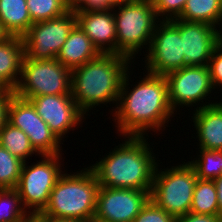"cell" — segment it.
Instances as JSON below:
<instances>
[{"mask_svg": "<svg viewBox=\"0 0 222 222\" xmlns=\"http://www.w3.org/2000/svg\"><path fill=\"white\" fill-rule=\"evenodd\" d=\"M129 70L121 86L118 101L113 112L120 136H148L147 132L163 131L174 116L169 102L168 84L164 75L147 72L133 89L128 87ZM129 90V91H128ZM173 114V115H172Z\"/></svg>", "mask_w": 222, "mask_h": 222, "instance_id": "6da1fadb", "label": "cell"}, {"mask_svg": "<svg viewBox=\"0 0 222 222\" xmlns=\"http://www.w3.org/2000/svg\"><path fill=\"white\" fill-rule=\"evenodd\" d=\"M126 138L89 168L94 172L99 186L151 192L159 164L156 155L145 136Z\"/></svg>", "mask_w": 222, "mask_h": 222, "instance_id": "7a4b0ae2", "label": "cell"}, {"mask_svg": "<svg viewBox=\"0 0 222 222\" xmlns=\"http://www.w3.org/2000/svg\"><path fill=\"white\" fill-rule=\"evenodd\" d=\"M131 59L120 54H100L71 70V96L86 114L100 104H117ZM112 102V103H111Z\"/></svg>", "mask_w": 222, "mask_h": 222, "instance_id": "3957f363", "label": "cell"}, {"mask_svg": "<svg viewBox=\"0 0 222 222\" xmlns=\"http://www.w3.org/2000/svg\"><path fill=\"white\" fill-rule=\"evenodd\" d=\"M83 169L59 177L41 212L43 215L93 222L99 184L89 167Z\"/></svg>", "mask_w": 222, "mask_h": 222, "instance_id": "277c9868", "label": "cell"}, {"mask_svg": "<svg viewBox=\"0 0 222 222\" xmlns=\"http://www.w3.org/2000/svg\"><path fill=\"white\" fill-rule=\"evenodd\" d=\"M112 9L116 27L117 54L133 60L143 46L148 45L146 48L150 46L153 32L159 22L152 2L151 0L124 2L114 5Z\"/></svg>", "mask_w": 222, "mask_h": 222, "instance_id": "5b68a950", "label": "cell"}, {"mask_svg": "<svg viewBox=\"0 0 222 222\" xmlns=\"http://www.w3.org/2000/svg\"><path fill=\"white\" fill-rule=\"evenodd\" d=\"M157 165L150 199L176 218L190 212L192 196L197 182L194 168L187 162L170 169ZM159 170V171H158Z\"/></svg>", "mask_w": 222, "mask_h": 222, "instance_id": "8992f818", "label": "cell"}, {"mask_svg": "<svg viewBox=\"0 0 222 222\" xmlns=\"http://www.w3.org/2000/svg\"><path fill=\"white\" fill-rule=\"evenodd\" d=\"M13 92L26 100L42 95L70 94L71 70L56 58L36 60L24 56L20 80Z\"/></svg>", "mask_w": 222, "mask_h": 222, "instance_id": "52a82bcc", "label": "cell"}, {"mask_svg": "<svg viewBox=\"0 0 222 222\" xmlns=\"http://www.w3.org/2000/svg\"><path fill=\"white\" fill-rule=\"evenodd\" d=\"M62 154L41 155L42 160L28 166L24 162L16 190L28 213H41L49 200L57 180L64 173L60 160ZM32 210V211H31Z\"/></svg>", "mask_w": 222, "mask_h": 222, "instance_id": "ba28073f", "label": "cell"}, {"mask_svg": "<svg viewBox=\"0 0 222 222\" xmlns=\"http://www.w3.org/2000/svg\"><path fill=\"white\" fill-rule=\"evenodd\" d=\"M76 24L77 18L73 11L33 23L22 36L25 57L36 60L56 58Z\"/></svg>", "mask_w": 222, "mask_h": 222, "instance_id": "9c48e42d", "label": "cell"}, {"mask_svg": "<svg viewBox=\"0 0 222 222\" xmlns=\"http://www.w3.org/2000/svg\"><path fill=\"white\" fill-rule=\"evenodd\" d=\"M165 78L168 84L169 102L174 112L175 109H180V105L181 107L197 105L196 109H200L214 104V102L204 104L203 101L209 99L207 96L214 90L208 65L183 67L167 73Z\"/></svg>", "mask_w": 222, "mask_h": 222, "instance_id": "30bf717a", "label": "cell"}, {"mask_svg": "<svg viewBox=\"0 0 222 222\" xmlns=\"http://www.w3.org/2000/svg\"><path fill=\"white\" fill-rule=\"evenodd\" d=\"M7 121L27 134L32 147L40 156L62 154V141L37 114L29 100L13 94L8 105Z\"/></svg>", "mask_w": 222, "mask_h": 222, "instance_id": "8fae6325", "label": "cell"}, {"mask_svg": "<svg viewBox=\"0 0 222 222\" xmlns=\"http://www.w3.org/2000/svg\"><path fill=\"white\" fill-rule=\"evenodd\" d=\"M145 69L156 75L183 68V46L180 30L170 20H160L146 49Z\"/></svg>", "mask_w": 222, "mask_h": 222, "instance_id": "7c38bea8", "label": "cell"}, {"mask_svg": "<svg viewBox=\"0 0 222 222\" xmlns=\"http://www.w3.org/2000/svg\"><path fill=\"white\" fill-rule=\"evenodd\" d=\"M149 199L147 190L99 186L93 222H132Z\"/></svg>", "mask_w": 222, "mask_h": 222, "instance_id": "4fadbf2b", "label": "cell"}, {"mask_svg": "<svg viewBox=\"0 0 222 222\" xmlns=\"http://www.w3.org/2000/svg\"><path fill=\"white\" fill-rule=\"evenodd\" d=\"M179 30L183 46V67L206 66L222 42V30L203 22L170 20Z\"/></svg>", "mask_w": 222, "mask_h": 222, "instance_id": "5bb4252c", "label": "cell"}, {"mask_svg": "<svg viewBox=\"0 0 222 222\" xmlns=\"http://www.w3.org/2000/svg\"><path fill=\"white\" fill-rule=\"evenodd\" d=\"M28 100L61 141L71 129L75 130L86 119L71 94L42 95Z\"/></svg>", "mask_w": 222, "mask_h": 222, "instance_id": "9a60e30c", "label": "cell"}, {"mask_svg": "<svg viewBox=\"0 0 222 222\" xmlns=\"http://www.w3.org/2000/svg\"><path fill=\"white\" fill-rule=\"evenodd\" d=\"M77 24L101 54H117L116 27L113 9L75 11Z\"/></svg>", "mask_w": 222, "mask_h": 222, "instance_id": "2e32d148", "label": "cell"}, {"mask_svg": "<svg viewBox=\"0 0 222 222\" xmlns=\"http://www.w3.org/2000/svg\"><path fill=\"white\" fill-rule=\"evenodd\" d=\"M192 113L199 148L222 150V102L215 101L214 104L195 109Z\"/></svg>", "mask_w": 222, "mask_h": 222, "instance_id": "e0dca14e", "label": "cell"}, {"mask_svg": "<svg viewBox=\"0 0 222 222\" xmlns=\"http://www.w3.org/2000/svg\"><path fill=\"white\" fill-rule=\"evenodd\" d=\"M100 54L90 38L76 24L70 31L56 59L64 67L73 70L97 58Z\"/></svg>", "mask_w": 222, "mask_h": 222, "instance_id": "ac0fdd59", "label": "cell"}, {"mask_svg": "<svg viewBox=\"0 0 222 222\" xmlns=\"http://www.w3.org/2000/svg\"><path fill=\"white\" fill-rule=\"evenodd\" d=\"M24 41L20 36H9L0 42V83L14 91L19 83L24 59Z\"/></svg>", "mask_w": 222, "mask_h": 222, "instance_id": "d6986e66", "label": "cell"}, {"mask_svg": "<svg viewBox=\"0 0 222 222\" xmlns=\"http://www.w3.org/2000/svg\"><path fill=\"white\" fill-rule=\"evenodd\" d=\"M0 23L10 36L22 37L33 24L26 0H0Z\"/></svg>", "mask_w": 222, "mask_h": 222, "instance_id": "ffe728a7", "label": "cell"}, {"mask_svg": "<svg viewBox=\"0 0 222 222\" xmlns=\"http://www.w3.org/2000/svg\"><path fill=\"white\" fill-rule=\"evenodd\" d=\"M0 145L23 162H26L33 154L40 157L32 147L27 134L8 121L0 130Z\"/></svg>", "mask_w": 222, "mask_h": 222, "instance_id": "44dd1931", "label": "cell"}, {"mask_svg": "<svg viewBox=\"0 0 222 222\" xmlns=\"http://www.w3.org/2000/svg\"><path fill=\"white\" fill-rule=\"evenodd\" d=\"M190 212L204 215H220L217 189L213 180L197 179Z\"/></svg>", "mask_w": 222, "mask_h": 222, "instance_id": "7402d4cb", "label": "cell"}, {"mask_svg": "<svg viewBox=\"0 0 222 222\" xmlns=\"http://www.w3.org/2000/svg\"><path fill=\"white\" fill-rule=\"evenodd\" d=\"M220 7V0H187L178 19L187 22H203L216 27Z\"/></svg>", "mask_w": 222, "mask_h": 222, "instance_id": "603a6c76", "label": "cell"}, {"mask_svg": "<svg viewBox=\"0 0 222 222\" xmlns=\"http://www.w3.org/2000/svg\"><path fill=\"white\" fill-rule=\"evenodd\" d=\"M198 149L199 158L188 163L194 168L198 179L215 180L222 174V150Z\"/></svg>", "mask_w": 222, "mask_h": 222, "instance_id": "cb8c5ba5", "label": "cell"}, {"mask_svg": "<svg viewBox=\"0 0 222 222\" xmlns=\"http://www.w3.org/2000/svg\"><path fill=\"white\" fill-rule=\"evenodd\" d=\"M24 162L0 145V189L18 185Z\"/></svg>", "mask_w": 222, "mask_h": 222, "instance_id": "d4e9b609", "label": "cell"}, {"mask_svg": "<svg viewBox=\"0 0 222 222\" xmlns=\"http://www.w3.org/2000/svg\"><path fill=\"white\" fill-rule=\"evenodd\" d=\"M33 23L60 17L68 12L65 0H26Z\"/></svg>", "mask_w": 222, "mask_h": 222, "instance_id": "484cf974", "label": "cell"}, {"mask_svg": "<svg viewBox=\"0 0 222 222\" xmlns=\"http://www.w3.org/2000/svg\"><path fill=\"white\" fill-rule=\"evenodd\" d=\"M27 213L15 188L0 189V222H19Z\"/></svg>", "mask_w": 222, "mask_h": 222, "instance_id": "4316f807", "label": "cell"}, {"mask_svg": "<svg viewBox=\"0 0 222 222\" xmlns=\"http://www.w3.org/2000/svg\"><path fill=\"white\" fill-rule=\"evenodd\" d=\"M186 1L187 0H151L158 20L178 19L181 16Z\"/></svg>", "mask_w": 222, "mask_h": 222, "instance_id": "83f0119b", "label": "cell"}, {"mask_svg": "<svg viewBox=\"0 0 222 222\" xmlns=\"http://www.w3.org/2000/svg\"><path fill=\"white\" fill-rule=\"evenodd\" d=\"M177 218L156 205L151 199L132 222H176Z\"/></svg>", "mask_w": 222, "mask_h": 222, "instance_id": "f1b7e54d", "label": "cell"}, {"mask_svg": "<svg viewBox=\"0 0 222 222\" xmlns=\"http://www.w3.org/2000/svg\"><path fill=\"white\" fill-rule=\"evenodd\" d=\"M208 68L214 89L222 87V42L214 49Z\"/></svg>", "mask_w": 222, "mask_h": 222, "instance_id": "f546056e", "label": "cell"}, {"mask_svg": "<svg viewBox=\"0 0 222 222\" xmlns=\"http://www.w3.org/2000/svg\"><path fill=\"white\" fill-rule=\"evenodd\" d=\"M69 11H81L87 9H108L113 5L108 0H65Z\"/></svg>", "mask_w": 222, "mask_h": 222, "instance_id": "4dcf8cb0", "label": "cell"}, {"mask_svg": "<svg viewBox=\"0 0 222 222\" xmlns=\"http://www.w3.org/2000/svg\"><path fill=\"white\" fill-rule=\"evenodd\" d=\"M176 222H222V217L220 215H204L189 212L186 215L177 217Z\"/></svg>", "mask_w": 222, "mask_h": 222, "instance_id": "1f68e13d", "label": "cell"}, {"mask_svg": "<svg viewBox=\"0 0 222 222\" xmlns=\"http://www.w3.org/2000/svg\"><path fill=\"white\" fill-rule=\"evenodd\" d=\"M14 94L13 91L6 89L0 95V130L4 127L7 122L8 116V105L11 99V96Z\"/></svg>", "mask_w": 222, "mask_h": 222, "instance_id": "d6a6232c", "label": "cell"}, {"mask_svg": "<svg viewBox=\"0 0 222 222\" xmlns=\"http://www.w3.org/2000/svg\"><path fill=\"white\" fill-rule=\"evenodd\" d=\"M217 189L218 206L220 216L222 217V174L213 180Z\"/></svg>", "mask_w": 222, "mask_h": 222, "instance_id": "836d02e7", "label": "cell"}, {"mask_svg": "<svg viewBox=\"0 0 222 222\" xmlns=\"http://www.w3.org/2000/svg\"><path fill=\"white\" fill-rule=\"evenodd\" d=\"M19 222H44L42 213H27Z\"/></svg>", "mask_w": 222, "mask_h": 222, "instance_id": "e575fe53", "label": "cell"}, {"mask_svg": "<svg viewBox=\"0 0 222 222\" xmlns=\"http://www.w3.org/2000/svg\"><path fill=\"white\" fill-rule=\"evenodd\" d=\"M44 222H82L75 219L56 218L44 215Z\"/></svg>", "mask_w": 222, "mask_h": 222, "instance_id": "d590c367", "label": "cell"}, {"mask_svg": "<svg viewBox=\"0 0 222 222\" xmlns=\"http://www.w3.org/2000/svg\"><path fill=\"white\" fill-rule=\"evenodd\" d=\"M10 35L4 30L3 26L0 23V42L4 41Z\"/></svg>", "mask_w": 222, "mask_h": 222, "instance_id": "8d00e7d4", "label": "cell"}, {"mask_svg": "<svg viewBox=\"0 0 222 222\" xmlns=\"http://www.w3.org/2000/svg\"><path fill=\"white\" fill-rule=\"evenodd\" d=\"M113 6L124 2L138 1V0H108Z\"/></svg>", "mask_w": 222, "mask_h": 222, "instance_id": "74e56055", "label": "cell"}, {"mask_svg": "<svg viewBox=\"0 0 222 222\" xmlns=\"http://www.w3.org/2000/svg\"><path fill=\"white\" fill-rule=\"evenodd\" d=\"M221 7H220V15H219V18H218V22H217V25H216V29L218 30V25L220 27V25L222 24V3H220Z\"/></svg>", "mask_w": 222, "mask_h": 222, "instance_id": "f35d334b", "label": "cell"}, {"mask_svg": "<svg viewBox=\"0 0 222 222\" xmlns=\"http://www.w3.org/2000/svg\"><path fill=\"white\" fill-rule=\"evenodd\" d=\"M6 90V88L0 83V95Z\"/></svg>", "mask_w": 222, "mask_h": 222, "instance_id": "ab89813d", "label": "cell"}]
</instances>
